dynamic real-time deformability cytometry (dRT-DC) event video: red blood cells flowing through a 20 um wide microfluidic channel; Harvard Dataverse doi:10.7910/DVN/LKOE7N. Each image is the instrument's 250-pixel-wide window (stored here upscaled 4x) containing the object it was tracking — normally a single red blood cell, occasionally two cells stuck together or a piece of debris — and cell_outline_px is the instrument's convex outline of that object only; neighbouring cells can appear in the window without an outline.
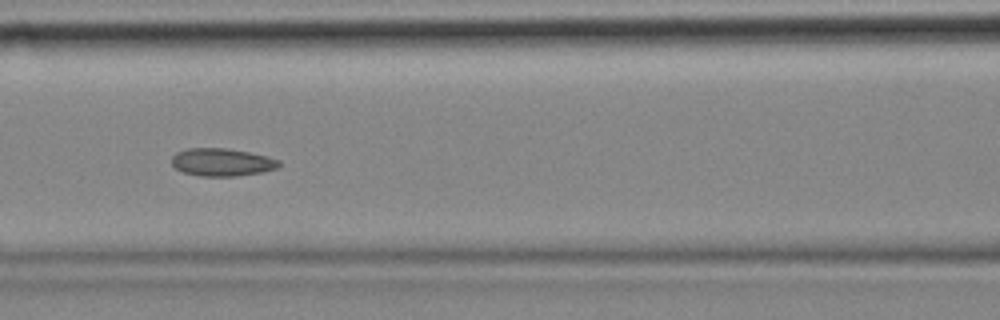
{"species": "common noctule bat (a hibernating species)", "species_latin": "Nyctalus noctula", "temperature_condition": "cold", "stored_images_in_passage": 34, "camera_frame_rate_fps": 3000, "um_per_image_px": 0.085, "animal": {"sex": "female", "body_mass_g": 18.4}, "frame": {"image": 1, "passage_image": 20, "time_ms": 6.333, "image_size_px": [1000, 320], "cell_outline_px": [[280, 164], [276, 168], [260, 172], [236, 176], [200, 176], [184, 172], [176, 168], [172, 164], [172, 156], [176, 152], [188, 148], [228, 148], [268, 156], [280, 160]], "centroid_in_image_um": [18.85, 13.78], "position_along_channel_um": 147.7, "area_um2": 17.28}}
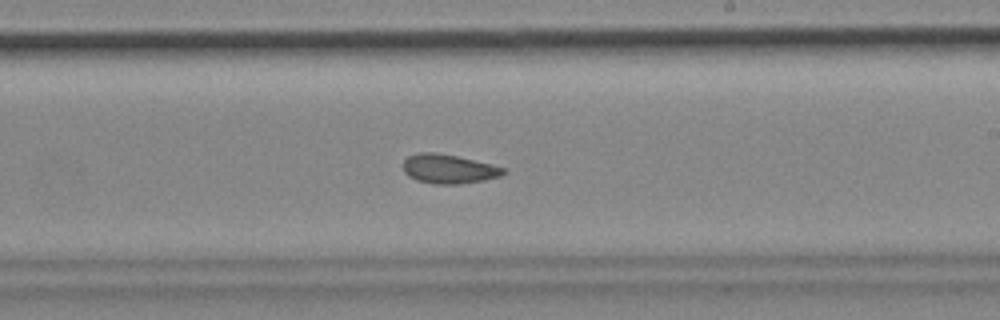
{"frame": {"image": 2, "passage_image": 29, "time_ms": 9.333, "image_size_px": [1000, 320], "cell_outline_px": [[508, 172], [500, 176], [484, 180], [460, 184], [432, 184], [416, 180], [408, 176], [404, 172], [404, 160], [408, 156], [420, 152], [432, 152], [456, 156], [492, 164], [504, 168]], "centroid_in_image_um": [38.14, 14.37], "position_along_channel_um": 250.9, "area_um2": 17.05}}